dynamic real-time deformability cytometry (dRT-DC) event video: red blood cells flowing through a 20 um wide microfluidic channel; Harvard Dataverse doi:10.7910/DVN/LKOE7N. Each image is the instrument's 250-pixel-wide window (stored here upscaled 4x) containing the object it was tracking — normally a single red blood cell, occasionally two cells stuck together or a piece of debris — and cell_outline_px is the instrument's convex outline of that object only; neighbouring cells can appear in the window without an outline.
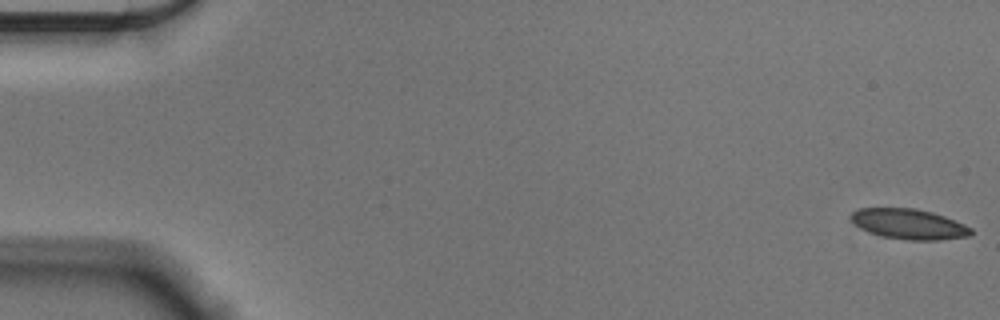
{"species": "Egyptian fruit bat (a non-hibernating species)", "species_latin": "Rousettus aegyptiacus", "temperature_condition": "cold", "stored_images_in_passage": 56, "camera_frame_rate_fps": 3000, "um_per_image_px": 0.085, "animal": {"sex": "male"}, "frame": {"image": 1, "passage_image": 1, "time_ms": 0.0, "image_size_px": [1000, 320], "cell_outline_px": [[972, 236], [940, 240], [908, 240], [880, 236], [868, 232], [860, 228], [852, 220], [852, 212], [860, 208], [916, 208], [932, 212], [944, 216], [964, 224], [972, 228]], "centroid_in_image_um": [77.29, 19.05], "position_along_channel_um": 7.7, "area_um2": 21.21}}
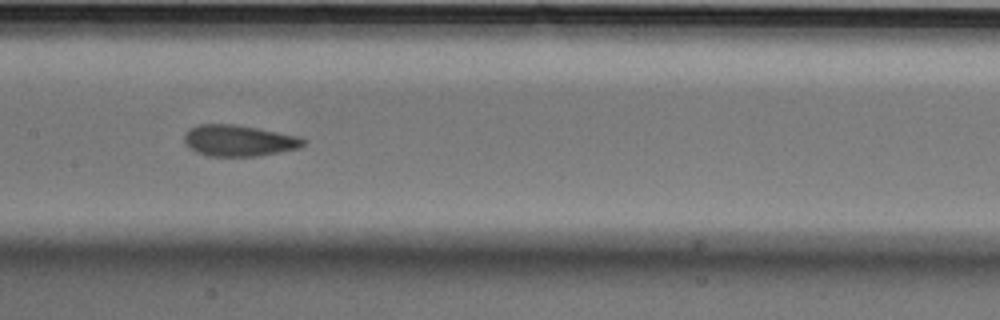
{"frame": {"image": 2, "passage_image": 28, "time_ms": 9.0, "image_size_px": [1000, 320], "cell_outline_px": [[304, 144], [300, 148], [260, 156], [208, 156], [196, 152], [184, 144], [184, 136], [188, 128], [200, 124], [236, 124], [300, 136], [304, 140]], "centroid_in_image_um": [20.28, 11.95], "position_along_channel_um": 187.1, "area_um2": 21.85}}
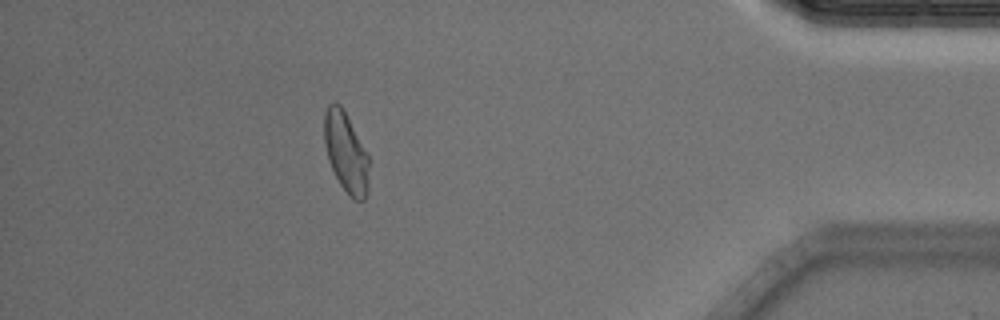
{"frame": {"image": 3, "passage_image": 50, "time_ms": 16.333, "image_size_px": [1000, 320], "cell_outline_px": [[368, 192], [364, 200], [356, 200], [340, 184], [328, 160], [324, 144], [324, 112], [328, 104], [336, 100], [340, 104], [368, 152]], "centroid_in_image_um": [29.39, 12.9], "position_along_channel_um": 405.8, "area_um2": 20.87}, "authors_computed_cell_mechanics": {"area_um2": 21.5016, "velocity_mm_per_s": 3.5921, "shape_relaxation_time_tau1_ms": 9.0002, "shape_relaxation_time_tau2_ms": 1.7539, "deformation_change_tau1": 0.1697, "deformation_change_tau2": 0.0667}}